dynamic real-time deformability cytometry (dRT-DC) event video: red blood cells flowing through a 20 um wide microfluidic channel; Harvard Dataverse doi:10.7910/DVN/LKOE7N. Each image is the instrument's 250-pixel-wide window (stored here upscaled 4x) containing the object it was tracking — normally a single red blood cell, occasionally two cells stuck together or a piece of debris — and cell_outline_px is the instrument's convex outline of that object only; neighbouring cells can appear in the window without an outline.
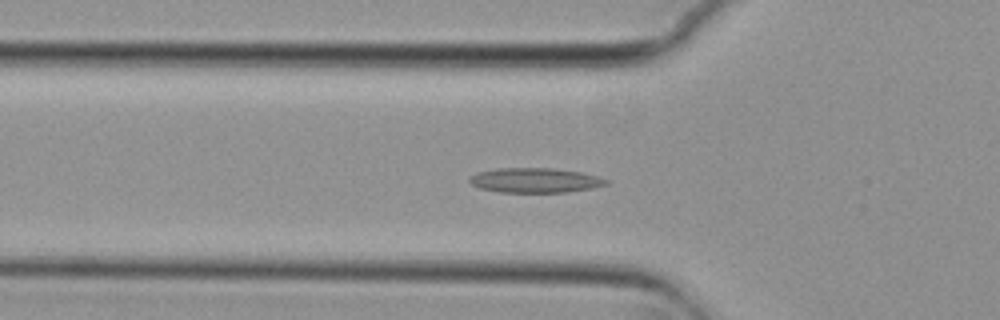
{"species": "common noctule bat (a hibernating species)", "species_latin": "Nyctalus noctula", "temperature_condition": "cold", "stored_images_in_passage": 57, "camera_frame_rate_fps": 3000, "um_per_image_px": 0.085, "animal": {"sex": "female", "body_mass_g": 29.2, "forearm_length_mm": 56.3}, "frame": {"image": 1, "passage_image": 19, "time_ms": 6.0, "image_size_px": [1000, 320], "cell_outline_px": [[608, 184], [592, 188], [568, 192], [500, 192], [480, 188], [472, 184], [468, 180], [468, 176], [476, 172], [500, 168], [552, 168], [580, 172], [600, 176], [608, 180]], "centroid_in_image_um": [45.48, 15.32], "position_along_channel_um": 80.3, "area_um2": 19.77}}
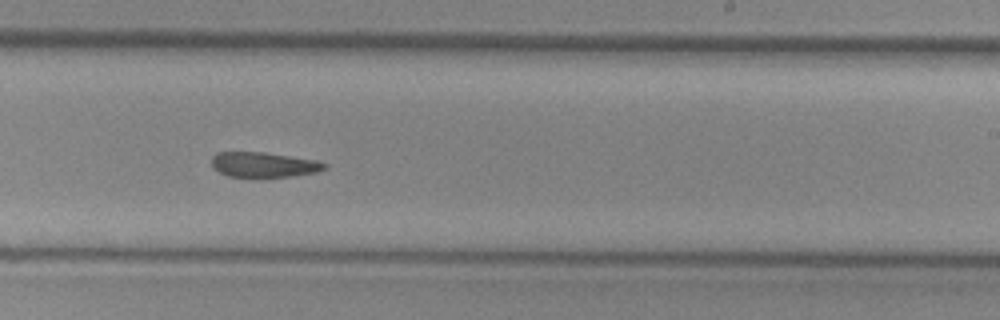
{"frame": {"image": 2, "passage_image": 34, "time_ms": 11.0, "image_size_px": [1000, 320], "cell_outline_px": [[328, 168], [316, 172], [292, 176], [260, 180], [228, 176], [212, 168], [212, 156], [216, 152], [264, 152], [316, 160], [328, 164]], "centroid_in_image_um": [22.41, 14.04], "position_along_channel_um": 266.6, "area_um2": 17.28}}
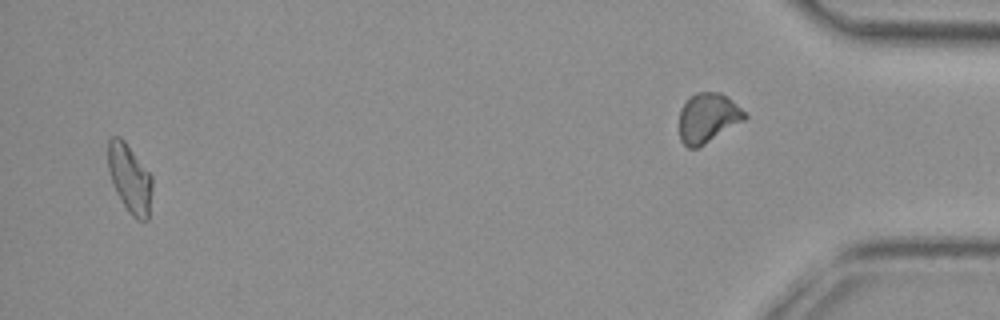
{"frame": {"image": 3, "passage_image": 54, "time_ms": 17.667, "image_size_px": [1000, 320], "cell_outline_px": [[152, 188], [148, 220], [136, 220], [128, 212], [116, 192], [112, 184], [108, 168], [108, 140], [112, 136], [120, 136], [124, 140], [152, 176]], "centroid_in_image_um": [11.02, 15.17], "position_along_channel_um": 424.2, "area_um2": 17.69}}